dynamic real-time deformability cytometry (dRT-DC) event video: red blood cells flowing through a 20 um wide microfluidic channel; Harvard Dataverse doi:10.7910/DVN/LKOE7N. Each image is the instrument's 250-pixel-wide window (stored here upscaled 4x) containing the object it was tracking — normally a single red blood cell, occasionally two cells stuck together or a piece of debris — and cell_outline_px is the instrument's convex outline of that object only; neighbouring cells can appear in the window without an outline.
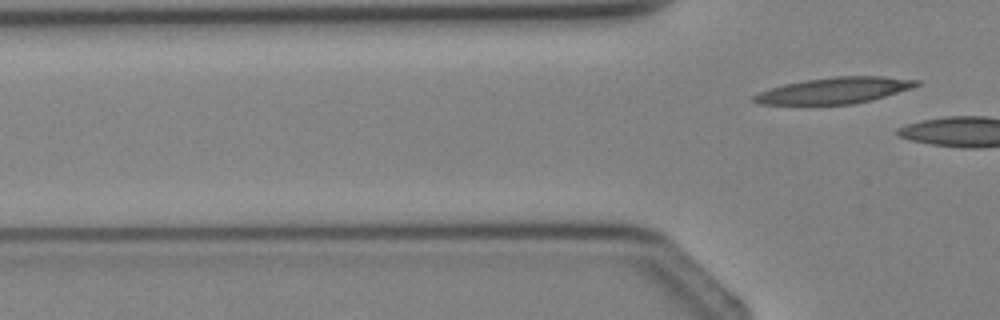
{"species": "Egyptian fruit bat (a non-hibernating species)", "species_latin": "Rousettus aegyptiacus", "temperature_condition": "cold", "stored_images_in_passage": 4, "camera_frame_rate_fps": 3000, "um_per_image_px": 0.085, "animal": {"sex": "female"}, "frame": {"image": 1, "passage_image": 4, "time_ms": 4.667, "image_size_px": [1000, 320], "cell_outline_px": [[920, 84], [912, 88], [872, 100], [852, 104], [760, 104], [752, 100], [752, 96], [760, 92], [784, 84], [804, 80], [832, 76], [880, 76], [920, 80]], "centroid_in_image_um": [70.95, 7.68], "position_along_channel_um": 54.8, "area_um2": 24.68}}